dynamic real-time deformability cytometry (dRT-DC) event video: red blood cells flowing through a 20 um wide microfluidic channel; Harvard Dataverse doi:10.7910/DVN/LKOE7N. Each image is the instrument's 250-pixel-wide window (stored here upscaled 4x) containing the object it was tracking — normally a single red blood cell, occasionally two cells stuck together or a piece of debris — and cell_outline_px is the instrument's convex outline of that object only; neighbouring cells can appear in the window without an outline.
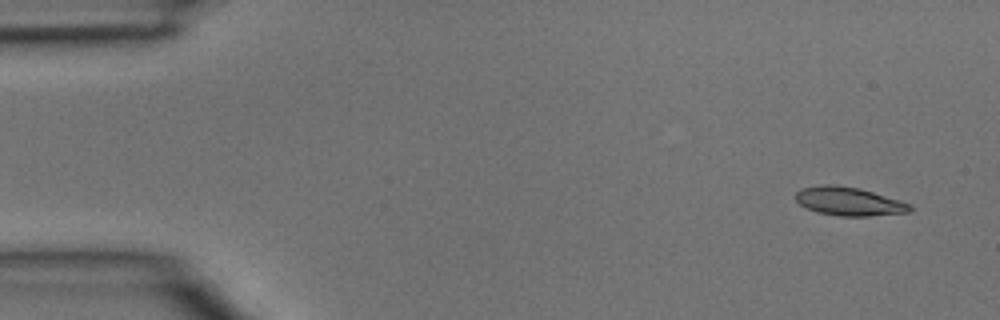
{"species": "common noctule bat (a hibernating species)", "species_latin": "Nyctalus noctula", "temperature_condition": "room temperature", "stored_images_in_passage": 4, "camera_frame_rate_fps": 3000, "um_per_image_px": 0.085, "animal": {"sex": "male", "body_mass_g": 15.6}, "frame": {"image": 1, "passage_image": 1, "time_ms": 0.0, "image_size_px": [1000, 320], "cell_outline_px": [[912, 208], [908, 212], [868, 216], [840, 216], [816, 212], [800, 204], [796, 200], [796, 192], [800, 188], [824, 184], [836, 184], [860, 188], [908, 204]], "centroid_in_image_um": [72.08, 17.11], "position_along_channel_um": 12.9, "area_um2": 18.73}}
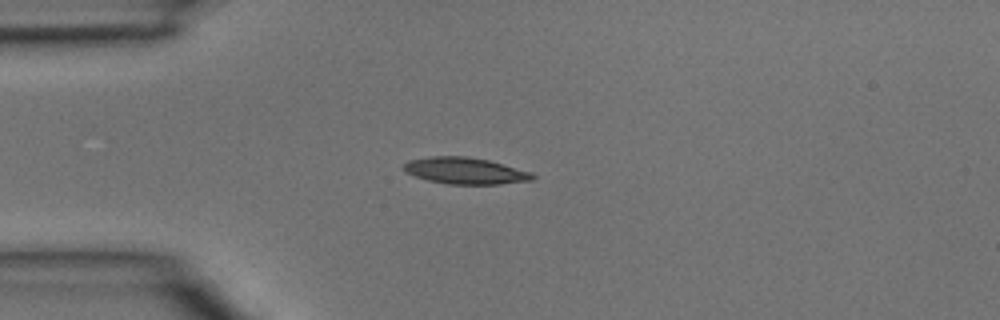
{"frame": {"image": 2, "passage_image": 3, "time_ms": 0.667, "image_size_px": [1000, 320], "cell_outline_px": [[536, 176], [532, 180], [500, 184], [448, 184], [428, 180], [416, 176], [408, 172], [404, 168], [404, 164], [408, 160], [432, 156], [464, 156], [488, 160], [532, 172]], "centroid_in_image_um": [39.57, 14.51], "position_along_channel_um": 45.4, "area_um2": 19.71}}
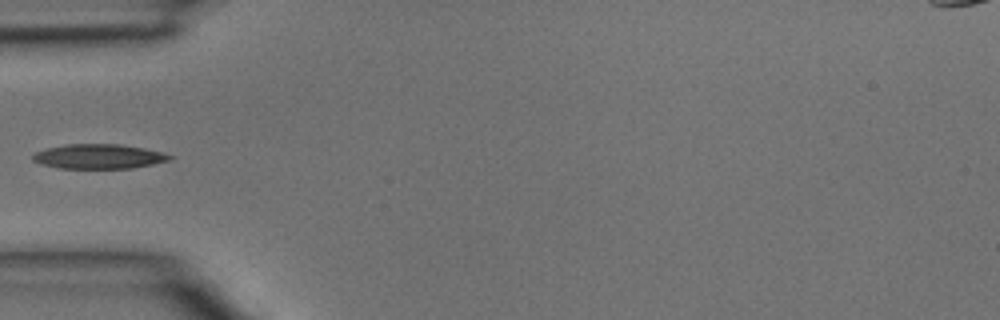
{"frame": {"image": 3, "passage_image": 4, "time_ms": 1.0, "image_size_px": [1000, 320], "cell_outline_px": [[172, 160], [132, 168], [60, 168], [40, 164], [32, 160], [32, 156], [36, 152], [48, 148], [68, 144], [120, 144], [144, 148], [160, 152], [172, 156]], "centroid_in_image_um": [8.39, 13.3], "position_along_channel_um": 76.6, "area_um2": 19.48}}